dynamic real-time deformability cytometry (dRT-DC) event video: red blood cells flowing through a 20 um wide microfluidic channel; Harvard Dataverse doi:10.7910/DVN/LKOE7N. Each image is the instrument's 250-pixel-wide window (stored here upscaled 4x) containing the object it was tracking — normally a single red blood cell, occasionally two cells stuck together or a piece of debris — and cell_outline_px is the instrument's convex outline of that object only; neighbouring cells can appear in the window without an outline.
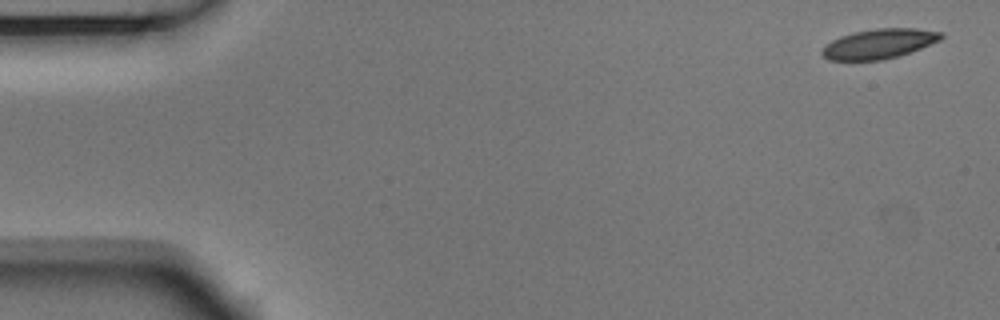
{"species": "Egyptian fruit bat (a non-hibernating species)", "species_latin": "Rousettus aegyptiacus", "temperature_condition": "room temperature", "stored_images_in_passage": 3, "camera_frame_rate_fps": 3000, "um_per_image_px": 0.085, "animal": {"sex": "male"}, "frame": {"image": 1, "passage_image": 1, "time_ms": 0.0, "image_size_px": [1000, 320], "cell_outline_px": [[944, 36], [940, 40], [912, 52], [900, 56], [880, 60], [828, 60], [820, 52], [832, 40], [840, 36], [852, 32], [876, 28], [916, 28], [944, 32]], "centroid_in_image_um": [74.76, 3.71], "position_along_channel_um": 10.2, "area_um2": 20.75}}